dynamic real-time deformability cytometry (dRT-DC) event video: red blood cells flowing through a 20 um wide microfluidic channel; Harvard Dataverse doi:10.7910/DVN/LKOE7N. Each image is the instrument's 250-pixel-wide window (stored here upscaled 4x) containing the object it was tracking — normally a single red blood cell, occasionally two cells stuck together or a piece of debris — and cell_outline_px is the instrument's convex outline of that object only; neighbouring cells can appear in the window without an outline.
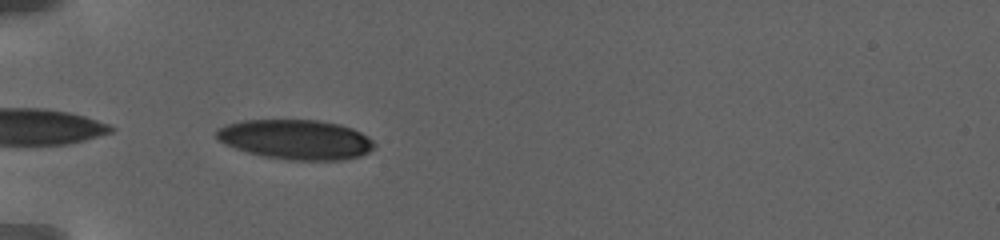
{"species": "human", "species_latin": "Homo sapiens", "temperature_condition": "warm", "stored_images_in_passage": 41, "camera_frame_rate_fps": 3000, "um_per_image_px": 0.085, "donor": {"sex": "female"}, "frame": {"image": 1, "passage_image": 1, "time_ms": 0.0, "image_size_px": [1000, 240], "cell_outline_px": [[376, 144], [368, 152], [360, 156], [344, 160], [288, 160], [264, 156], [248, 152], [224, 144], [216, 140], [216, 128], [240, 120], [316, 120], [340, 124], [352, 128], [368, 136]], "centroid_in_image_um": [25.13, 11.85], "position_along_channel_um": 59.9, "area_um2": 36.7}}
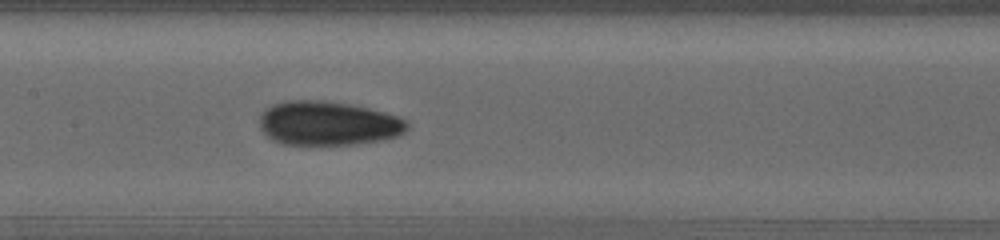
{"frame": {"image": 2, "passage_image": 12, "time_ms": 4.667, "image_size_px": [1000, 240], "cell_outline_px": [[408, 128], [400, 136], [384, 140], [352, 144], [280, 144], [272, 140], [260, 128], [260, 116], [272, 104], [284, 100], [324, 100], [352, 104], [384, 112], [408, 120]], "centroid_in_image_um": [27.91, 10.47], "position_along_channel_um": 179.5, "area_um2": 38.15}}
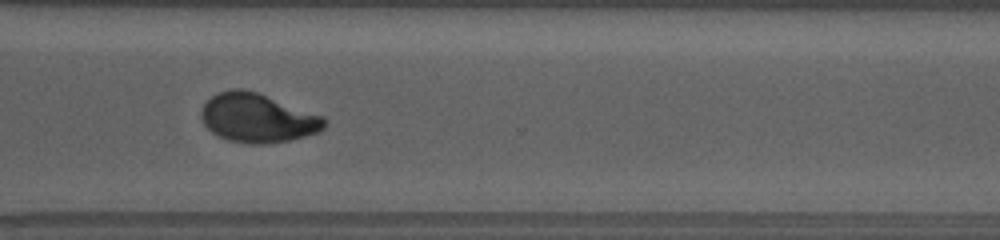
{"frame": {"image": 3, "passage_image": 26, "time_ms": 10.667, "image_size_px": [1000, 240], "cell_outline_px": [[324, 128], [320, 132], [288, 140], [264, 144], [248, 144], [228, 140], [212, 132], [204, 124], [200, 116], [200, 112], [204, 104], [212, 96], [220, 92], [232, 88], [244, 88], [256, 92], [324, 116]], "centroid_in_image_um": [21.87, 10.03], "position_along_channel_um": 348.7, "area_um2": 34.91}, "authors_computed_cell_mechanics": {"area_um2": 35.8938, "velocity_mm_per_s": 2.8251, "shape_relaxation_time_tau1_ms": null, "shape_relaxation_time_tau2_ms": 1.8335, "deformation_change_tau1": null, "deformation_change_tau2": 0.0604}}